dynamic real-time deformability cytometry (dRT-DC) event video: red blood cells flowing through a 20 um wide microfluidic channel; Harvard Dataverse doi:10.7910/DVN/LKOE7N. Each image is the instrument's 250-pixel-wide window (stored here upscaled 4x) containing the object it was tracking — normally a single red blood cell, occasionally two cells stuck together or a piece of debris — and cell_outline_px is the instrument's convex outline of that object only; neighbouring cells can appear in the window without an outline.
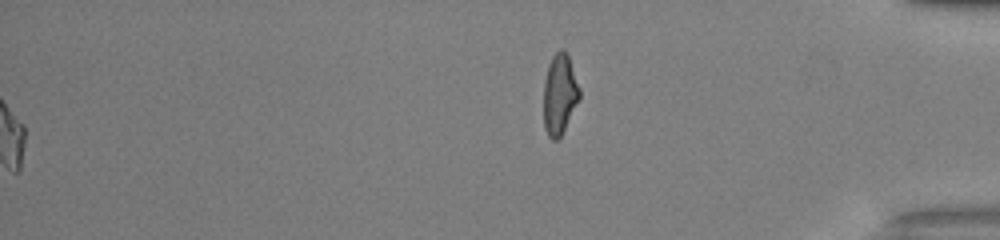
{"species": "common noctule bat (a hibernating species)", "species_latin": "Nyctalus noctula", "temperature_condition": "warm", "stored_images_in_passage": 46, "segment_of_instrument_passage": [2, 2], "camera_frame_rate_fps": 3000, "um_per_image_px": 0.085, "animal": {"sex": "male", "body_mass_g": 13.0, "forearm_length_mm": 53.1}, "frame": {"image": 1, "passage_image": 46, "time_ms": 15.0, "image_size_px": [1000, 240], "cell_outline_px": [[580, 96], [560, 136], [556, 140], [552, 140], [548, 136], [544, 128], [544, 80], [548, 64], [552, 56], [560, 48], [568, 52], [580, 88]], "centroid_in_image_um": [47.56, 7.95], "position_along_channel_um": 387.6, "area_um2": 16.82}}